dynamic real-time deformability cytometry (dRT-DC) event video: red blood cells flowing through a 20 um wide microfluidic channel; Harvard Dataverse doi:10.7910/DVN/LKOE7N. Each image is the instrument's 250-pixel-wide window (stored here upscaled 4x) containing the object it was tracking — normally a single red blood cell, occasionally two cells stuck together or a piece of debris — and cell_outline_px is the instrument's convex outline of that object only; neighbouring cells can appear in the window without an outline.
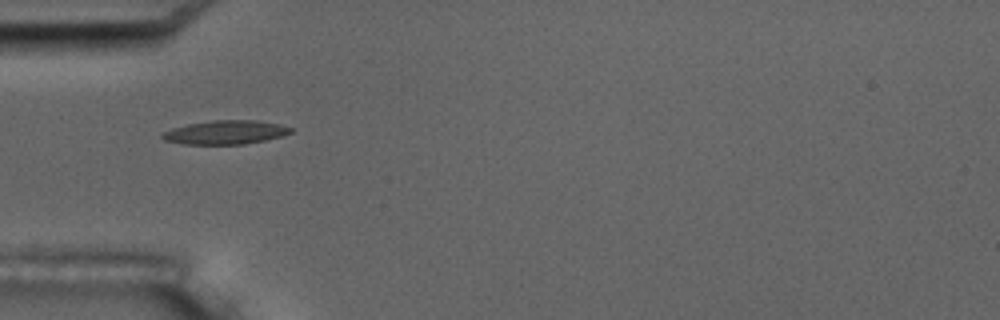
{"species": "common noctule bat (a hibernating species)", "species_latin": "Nyctalus noctula", "temperature_condition": "room temperature", "stored_images_in_passage": 1, "camera_frame_rate_fps": 3000, "um_per_image_px": 0.085, "animal": {"sex": "male", "body_mass_g": 17.5, "forearm_length_mm": 52.3}, "frame": {"image": 1, "passage_image": 1, "time_ms": 0.0, "image_size_px": [1000, 320], "cell_outline_px": [[292, 132], [280, 136], [264, 140], [244, 144], [184, 144], [164, 140], [160, 136], [164, 132], [172, 128], [188, 124], [212, 120], [256, 120], [280, 124], [292, 128]], "centroid_in_image_um": [19.15, 11.24], "position_along_channel_um": 65.8, "area_um2": 17.69}}